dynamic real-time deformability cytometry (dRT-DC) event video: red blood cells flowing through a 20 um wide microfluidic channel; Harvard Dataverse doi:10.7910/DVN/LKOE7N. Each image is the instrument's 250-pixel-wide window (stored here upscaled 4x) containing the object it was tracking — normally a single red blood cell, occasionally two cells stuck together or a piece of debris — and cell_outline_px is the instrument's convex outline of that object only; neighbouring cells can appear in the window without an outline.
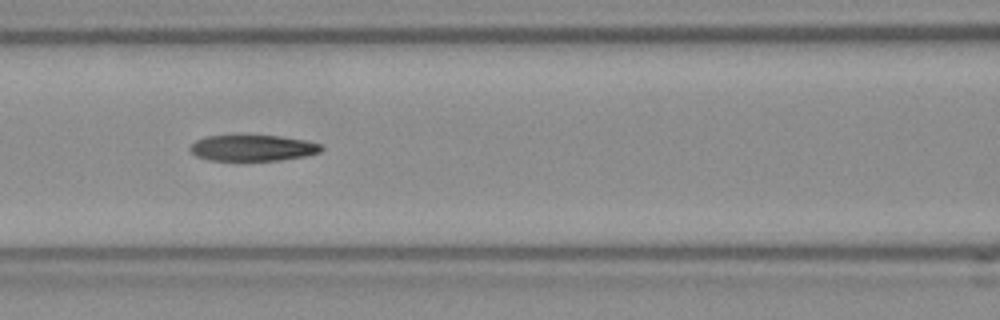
{"species": "Egyptian fruit bat (a non-hibernating species)", "species_latin": "Rousettus aegyptiacus", "temperature_condition": "room temperature", "stored_images_in_passage": 38, "camera_frame_rate_fps": 3000, "um_per_image_px": 0.085, "frame": {"image": 1, "passage_image": 12, "time_ms": 3.667, "image_size_px": [1000, 320], "cell_outline_px": [[324, 148], [320, 152], [304, 156], [280, 160], [208, 160], [196, 156], [188, 148], [196, 140], [204, 136], [280, 136], [304, 140], [320, 144]], "centroid_in_image_um": [21.46, 12.58], "position_along_channel_um": 145.1, "area_um2": 19.71}}